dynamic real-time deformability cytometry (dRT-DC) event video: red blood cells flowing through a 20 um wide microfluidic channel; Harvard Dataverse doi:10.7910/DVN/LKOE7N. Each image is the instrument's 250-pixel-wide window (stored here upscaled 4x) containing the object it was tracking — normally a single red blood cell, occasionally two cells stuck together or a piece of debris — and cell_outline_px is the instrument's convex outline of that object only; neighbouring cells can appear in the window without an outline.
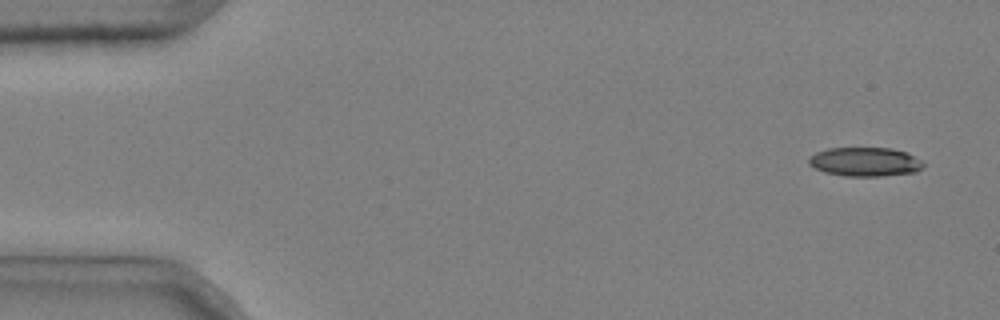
{"species": "common noctule bat (a hibernating species)", "species_latin": "Nyctalus noctula", "temperature_condition": "cold", "stored_images_in_passage": 4, "camera_frame_rate_fps": 3000, "um_per_image_px": 0.085, "animal": {"sex": "male", "body_mass_g": 20.4}, "frame": {"image": 1, "passage_image": 1, "time_ms": 0.0, "image_size_px": [1000, 320], "cell_outline_px": [[924, 168], [916, 172], [884, 176], [844, 176], [824, 172], [808, 164], [808, 156], [816, 152], [828, 148], [892, 148], [908, 152], [924, 160]], "centroid_in_image_um": [73.57, 13.75], "position_along_channel_um": 11.4, "area_um2": 19.77}}
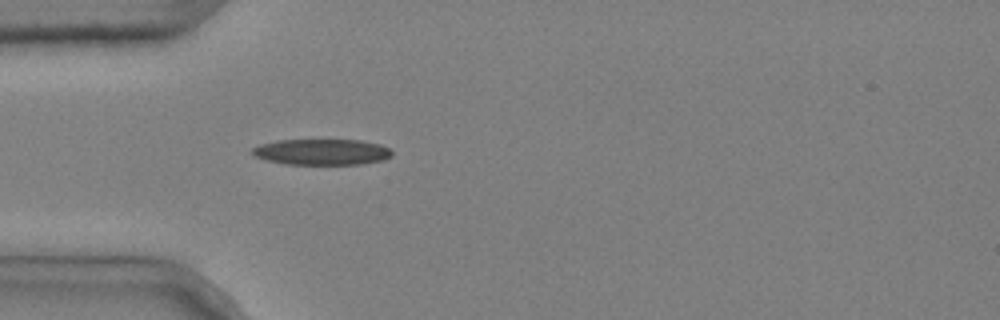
{"frame": {"image": 2, "passage_image": 4, "time_ms": 1.0, "image_size_px": [1000, 320], "cell_outline_px": [[392, 156], [384, 160], [360, 164], [284, 164], [268, 160], [256, 156], [252, 152], [252, 148], [260, 144], [276, 140], [360, 140], [380, 144], [388, 148], [392, 152]], "centroid_in_image_um": [27.37, 12.91], "position_along_channel_um": 57.6, "area_um2": 21.04}}